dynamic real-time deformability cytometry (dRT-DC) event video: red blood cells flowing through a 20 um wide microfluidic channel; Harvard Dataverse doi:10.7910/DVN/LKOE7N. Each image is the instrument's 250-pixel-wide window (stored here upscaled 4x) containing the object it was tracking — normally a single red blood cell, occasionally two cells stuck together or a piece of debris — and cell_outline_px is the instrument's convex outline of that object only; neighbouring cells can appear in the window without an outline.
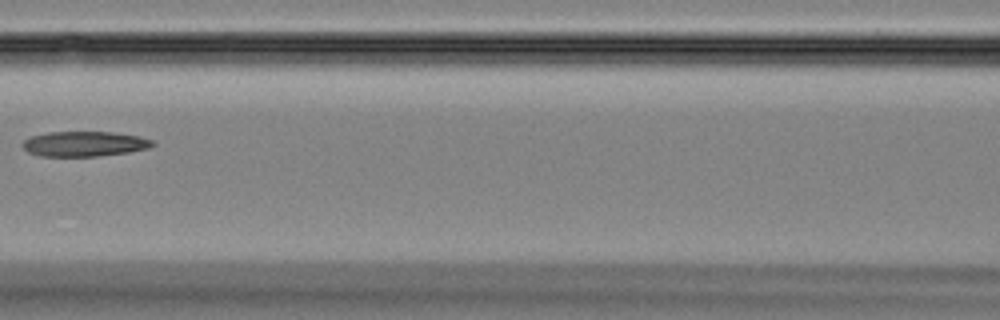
{"species": "Egyptian fruit bat (a non-hibernating species)", "species_latin": "Rousettus aegyptiacus", "temperature_condition": "room temperature", "stored_images_in_passage": 7, "camera_frame_rate_fps": 3000, "um_per_image_px": 0.085, "animal": {"sex": "female"}, "frame": {"image": 1, "passage_image": 6, "time_ms": 6.0, "image_size_px": [1000, 320], "cell_outline_px": [[156, 144], [148, 148], [128, 152], [96, 156], [40, 156], [28, 152], [20, 144], [24, 140], [32, 136], [48, 132], [112, 132], [140, 136], [152, 140]], "centroid_in_image_um": [7.16, 12.22], "position_along_channel_um": 159.4, "area_um2": 18.96}}
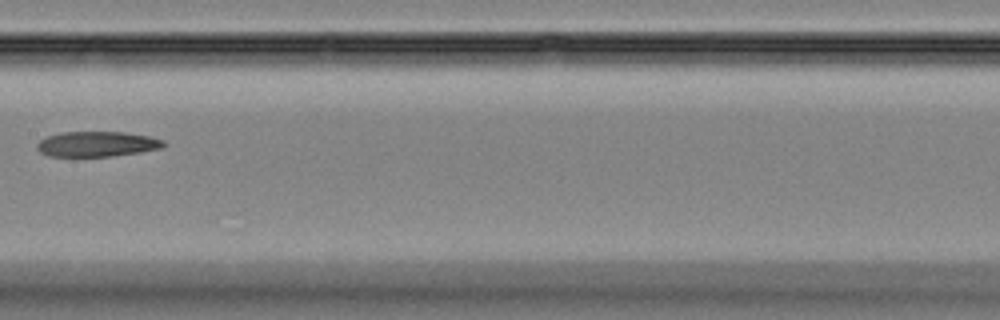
{"frame": {"image": 2, "passage_image": 7, "time_ms": 7.0, "image_size_px": [1000, 320], "cell_outline_px": [[164, 148], [140, 152], [112, 156], [48, 156], [40, 152], [36, 148], [36, 144], [40, 140], [48, 136], [60, 132], [124, 132], [148, 136], [164, 140]], "centroid_in_image_um": [8.24, 12.24], "position_along_channel_um": 199.2, "area_um2": 18.61}}